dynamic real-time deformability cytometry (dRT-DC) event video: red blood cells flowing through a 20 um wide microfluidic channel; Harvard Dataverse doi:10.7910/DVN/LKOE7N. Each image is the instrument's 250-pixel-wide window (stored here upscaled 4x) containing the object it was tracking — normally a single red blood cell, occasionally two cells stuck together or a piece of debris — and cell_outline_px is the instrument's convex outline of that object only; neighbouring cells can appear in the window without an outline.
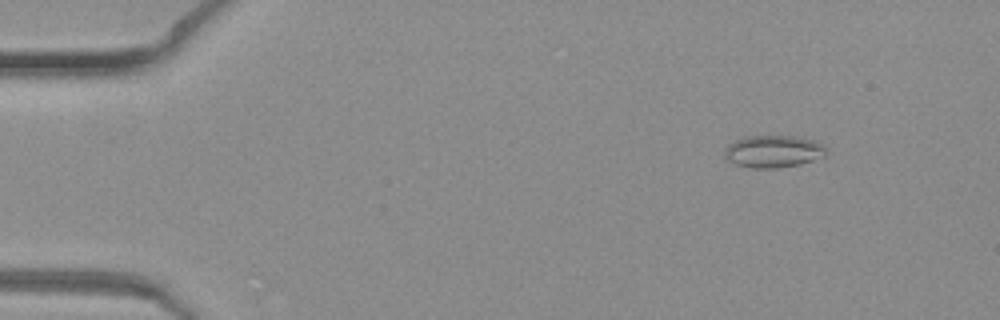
{"species": "common noctule bat (a hibernating species)", "species_latin": "Nyctalus noctula", "temperature_condition": "warm", "stored_images_in_passage": 49, "camera_frame_rate_fps": 3000, "um_per_image_px": 0.085, "animal": {"sex": "female", "body_mass_g": 19.3, "forearm_length_mm": 54.1}, "frame": {"image": 1, "passage_image": 6, "time_ms": 1.667, "image_size_px": [1000, 320], "cell_outline_px": [[824, 156], [800, 164], [776, 168], [752, 168], [736, 164], [728, 160], [724, 156], [724, 152], [728, 144], [736, 140], [748, 136], [796, 136], [812, 140], [820, 144], [824, 148]], "centroid_in_image_um": [65.68, 12.87], "position_along_channel_um": 19.3, "area_um2": 18.79}}
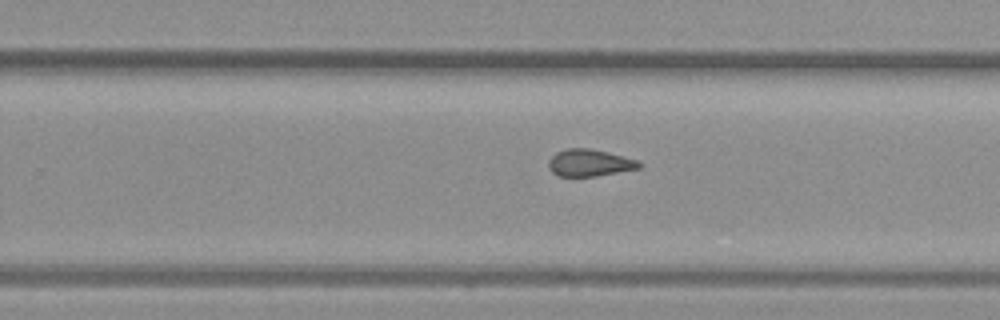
{"frame": {"image": 2, "passage_image": 31, "time_ms": 10.0, "image_size_px": [1000, 320], "cell_outline_px": [[640, 168], [596, 176], [556, 176], [548, 168], [548, 160], [556, 152], [564, 148], [588, 148], [608, 152], [636, 160], [640, 164]], "centroid_in_image_um": [50.04, 13.84], "position_along_channel_um": 279.8, "area_um2": 14.22}}
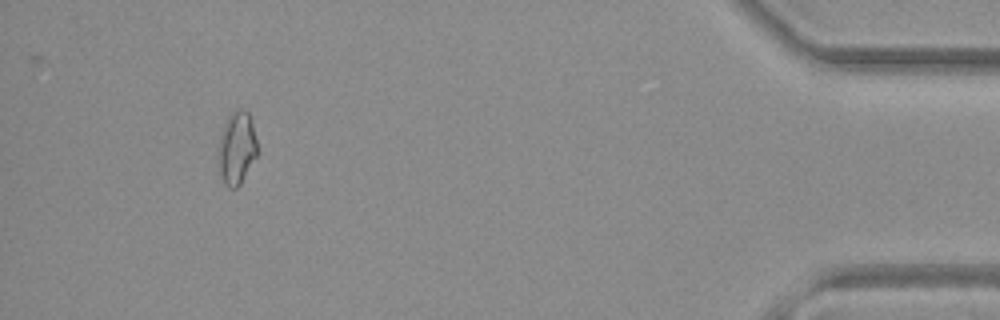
{"frame": {"image": 3, "passage_image": 45, "time_ms": 14.667, "image_size_px": [1000, 320], "cell_outline_px": [[256, 156], [240, 184], [236, 188], [228, 188], [224, 184], [216, 160], [216, 152], [220, 136], [224, 124], [228, 116], [236, 108], [244, 108], [248, 112], [252, 120], [256, 140]], "centroid_in_image_um": [20.08, 12.56], "position_along_channel_um": 415.1, "area_um2": 16.82}}